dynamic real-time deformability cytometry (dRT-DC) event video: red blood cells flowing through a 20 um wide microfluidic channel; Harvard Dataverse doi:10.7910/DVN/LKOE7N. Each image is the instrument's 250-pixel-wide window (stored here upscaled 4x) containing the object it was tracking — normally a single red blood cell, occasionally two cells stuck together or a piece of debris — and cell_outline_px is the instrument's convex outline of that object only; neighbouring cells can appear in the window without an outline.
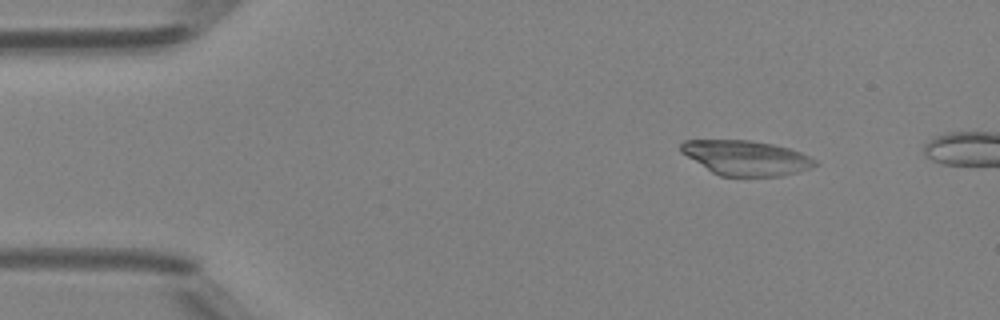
{"species": "Egyptian fruit bat (a non-hibernating species)", "species_latin": "Rousettus aegyptiacus", "temperature_condition": "room temperature", "stored_images_in_passage": 40, "camera_frame_rate_fps": 3000, "um_per_image_px": 0.085, "animal": {"sex": "female"}, "frame": {"image": 1, "passage_image": 1, "time_ms": 0.0, "image_size_px": [1000, 320], "cell_outline_px": [[820, 164], [796, 172], [780, 176], [720, 176], [712, 172], [680, 152], [680, 144], [684, 140], [748, 140], [772, 144], [788, 148], [800, 152], [816, 160]], "centroid_in_image_um": [63.39, 13.41], "position_along_channel_um": 21.6, "area_um2": 26.99}}
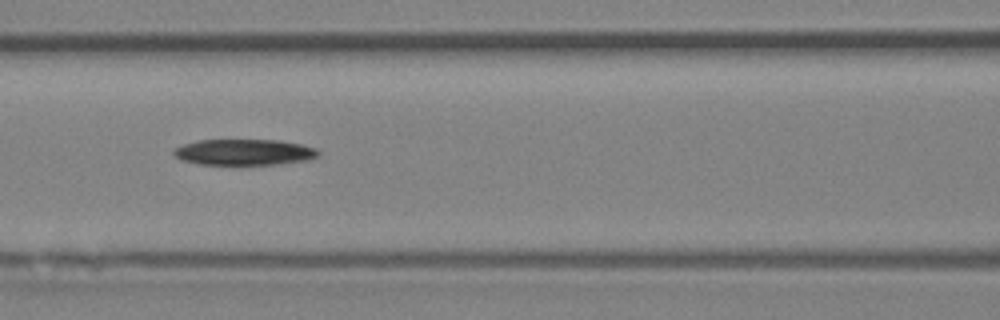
{"frame": {"image": 2, "passage_image": 15, "time_ms": 4.667, "image_size_px": [1000, 320], "cell_outline_px": [[320, 156], [308, 160], [276, 164], [200, 164], [184, 160], [176, 156], [172, 152], [176, 148], [184, 144], [200, 140], [280, 140], [300, 144], [316, 148], [320, 152]], "centroid_in_image_um": [20.82, 12.93], "position_along_channel_um": 145.8, "area_um2": 21.68}}
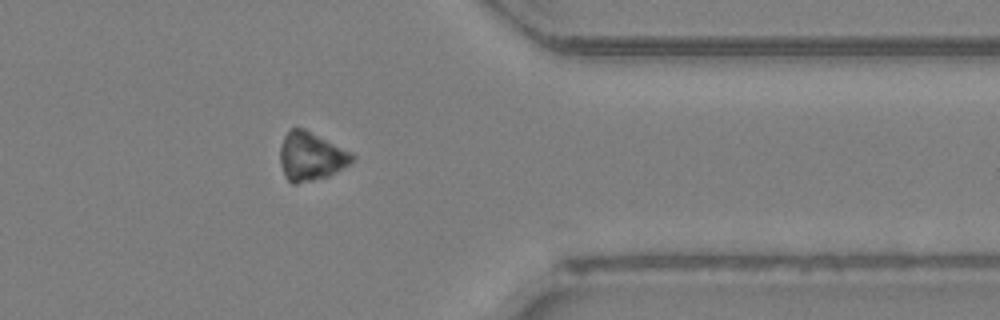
{"frame": {"image": 3, "passage_image": 33, "time_ms": 10.667, "image_size_px": [1000, 320], "cell_outline_px": [[356, 156], [348, 164], [328, 176], [296, 184], [292, 184], [284, 176], [280, 164], [280, 144], [284, 136], [292, 128], [304, 128], [352, 152]], "centroid_in_image_um": [26.4, 13.29], "position_along_channel_um": 385.0, "area_um2": 20.29}, "authors_computed_cell_mechanics": {"area_um2": 23.12, "velocity_mm_per_s": 4.2155, "shape_relaxation_time_tau1_ms": 2.415, "shape_relaxation_time_tau2_ms": null, "deformation_change_tau1": 0.0933, "deformation_change_tau2": null}}